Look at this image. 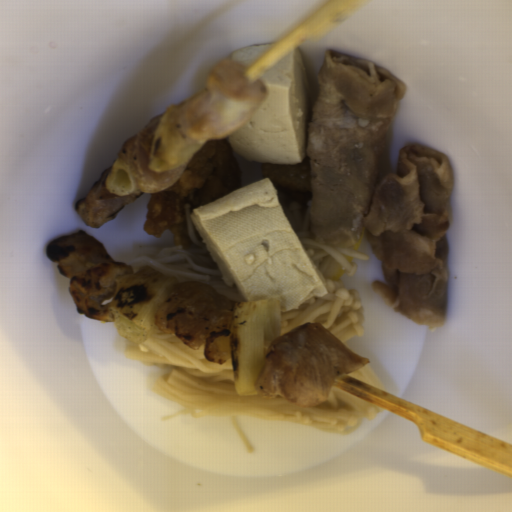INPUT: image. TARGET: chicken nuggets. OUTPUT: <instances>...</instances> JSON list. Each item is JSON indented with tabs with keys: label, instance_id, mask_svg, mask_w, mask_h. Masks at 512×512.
I'll return each instance as SVG.
<instances>
[{
	"label": "chicken nuggets",
	"instance_id": "90cb4de2",
	"mask_svg": "<svg viewBox=\"0 0 512 512\" xmlns=\"http://www.w3.org/2000/svg\"><path fill=\"white\" fill-rule=\"evenodd\" d=\"M368 363L320 323L308 321L270 343L255 387L263 399L281 396L311 408L328 398L337 377Z\"/></svg>",
	"mask_w": 512,
	"mask_h": 512
},
{
	"label": "chicken nuggets",
	"instance_id": "bb5aeace",
	"mask_svg": "<svg viewBox=\"0 0 512 512\" xmlns=\"http://www.w3.org/2000/svg\"><path fill=\"white\" fill-rule=\"evenodd\" d=\"M246 63L218 62L204 88L190 99L180 124L196 140L222 139L232 134L265 102L268 90L261 79H249Z\"/></svg>",
	"mask_w": 512,
	"mask_h": 512
},
{
	"label": "chicken nuggets",
	"instance_id": "73b27043",
	"mask_svg": "<svg viewBox=\"0 0 512 512\" xmlns=\"http://www.w3.org/2000/svg\"><path fill=\"white\" fill-rule=\"evenodd\" d=\"M111 167H108L95 182L85 197L77 201L74 210L92 229H98L127 205L138 199L137 195H117L107 190L106 178Z\"/></svg>",
	"mask_w": 512,
	"mask_h": 512
},
{
	"label": "chicken nuggets",
	"instance_id": "cc037f56",
	"mask_svg": "<svg viewBox=\"0 0 512 512\" xmlns=\"http://www.w3.org/2000/svg\"><path fill=\"white\" fill-rule=\"evenodd\" d=\"M50 262H56L68 279V292L78 313L92 320L114 322L113 298L118 281L134 269L113 259L92 235L78 230L54 237L45 247Z\"/></svg>",
	"mask_w": 512,
	"mask_h": 512
},
{
	"label": "chicken nuggets",
	"instance_id": "2cc3b61b",
	"mask_svg": "<svg viewBox=\"0 0 512 512\" xmlns=\"http://www.w3.org/2000/svg\"><path fill=\"white\" fill-rule=\"evenodd\" d=\"M165 111L150 118L144 127L126 140L118 152L137 187L144 194L157 193L175 183L193 158L194 153L178 167L155 172L148 167L152 139Z\"/></svg>",
	"mask_w": 512,
	"mask_h": 512
},
{
	"label": "chicken nuggets",
	"instance_id": "f4ed5422",
	"mask_svg": "<svg viewBox=\"0 0 512 512\" xmlns=\"http://www.w3.org/2000/svg\"><path fill=\"white\" fill-rule=\"evenodd\" d=\"M235 302L203 281L170 286L155 308L154 324L205 359L218 364L232 361L231 336Z\"/></svg>",
	"mask_w": 512,
	"mask_h": 512
}]
</instances>
